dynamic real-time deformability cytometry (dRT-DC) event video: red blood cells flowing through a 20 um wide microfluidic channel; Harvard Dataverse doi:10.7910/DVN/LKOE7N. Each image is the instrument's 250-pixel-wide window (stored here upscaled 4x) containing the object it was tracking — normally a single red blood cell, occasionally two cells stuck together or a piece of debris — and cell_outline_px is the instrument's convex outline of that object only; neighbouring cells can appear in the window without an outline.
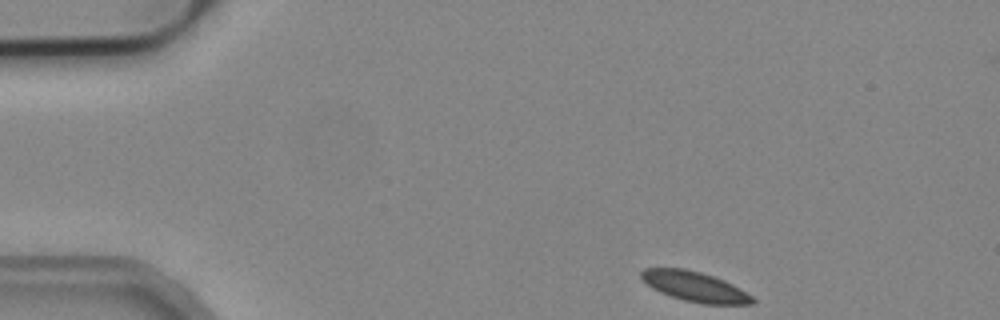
{"species": "common noctule bat (a hibernating species)", "species_latin": "Nyctalus noctula", "temperature_condition": "cold", "stored_images_in_passage": 5, "camera_frame_rate_fps": 3000, "um_per_image_px": 0.085, "animal": {"sex": "male", "body_mass_g": 19.2, "forearm_length_mm": 51.8}, "frame": {"image": 1, "passage_image": 1, "time_ms": 0.0, "image_size_px": [1000, 320], "cell_outline_px": [[756, 300], [752, 304], [704, 304], [684, 300], [660, 292], [652, 288], [640, 276], [640, 272], [644, 268], [684, 268], [700, 272], [724, 280], [732, 284], [752, 296]], "centroid_in_image_um": [59.06, 24.36], "position_along_channel_um": 25.9, "area_um2": 19.19}}
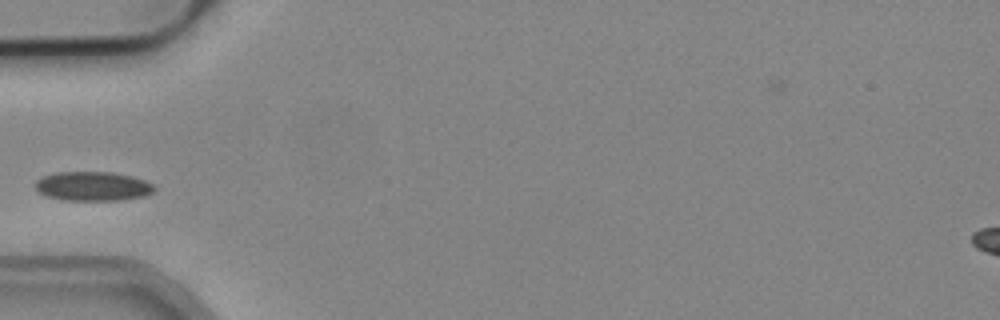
{"frame": {"image": 2, "passage_image": 4, "time_ms": 1.0, "image_size_px": [1000, 320], "cell_outline_px": [[156, 192], [144, 196], [120, 200], [64, 200], [44, 196], [36, 188], [36, 180], [44, 176], [56, 172], [112, 172], [132, 176], [144, 180], [152, 184], [156, 188]], "centroid_in_image_um": [7.91, 15.83], "position_along_channel_um": 77.1, "area_um2": 20.35}}